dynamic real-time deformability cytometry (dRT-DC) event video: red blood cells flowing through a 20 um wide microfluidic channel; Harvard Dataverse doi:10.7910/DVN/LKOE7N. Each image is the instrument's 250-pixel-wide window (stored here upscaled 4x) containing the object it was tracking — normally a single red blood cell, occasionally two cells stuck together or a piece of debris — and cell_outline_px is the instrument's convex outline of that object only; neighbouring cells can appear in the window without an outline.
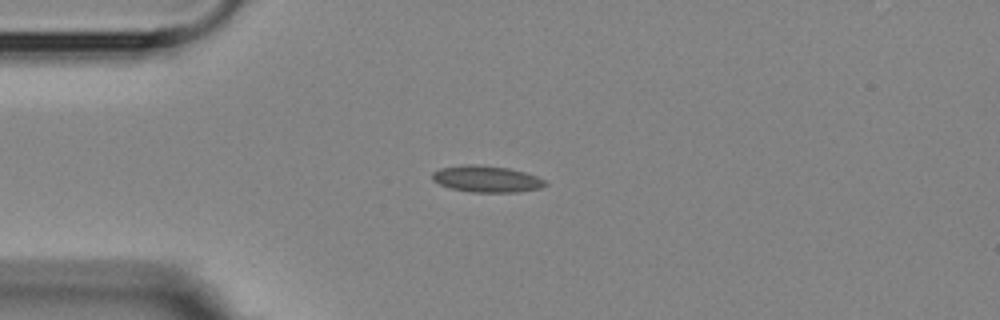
{"species": "Egyptian fruit bat (a non-hibernating species)", "species_latin": "Rousettus aegyptiacus", "temperature_condition": "room temperature", "stored_images_in_passage": 8, "camera_frame_rate_fps": 3000, "um_per_image_px": 0.085, "animal": {"sex": "female"}, "frame": {"image": 1, "passage_image": 3, "time_ms": 2.333, "image_size_px": [1000, 320], "cell_outline_px": [[548, 184], [540, 188], [520, 192], [472, 192], [452, 188], [440, 184], [432, 180], [432, 172], [440, 168], [464, 164], [476, 164], [508, 168], [524, 172], [536, 176], [544, 180]], "centroid_in_image_um": [41.35, 15.21], "position_along_channel_um": 43.6, "area_um2": 17.4}}
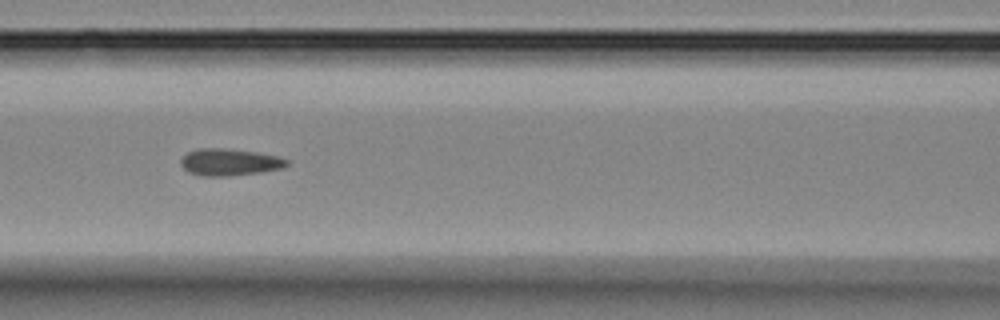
{"frame": {"image": 2, "passage_image": 6, "time_ms": 5.667, "image_size_px": [1000, 320], "cell_outline_px": [[288, 164], [284, 168], [260, 172], [228, 176], [204, 176], [188, 172], [180, 164], [180, 160], [188, 152], [200, 148], [220, 148], [256, 152], [276, 156], [288, 160]], "centroid_in_image_um": [19.5, 13.79], "position_along_channel_um": 147.1, "area_um2": 16.47}}
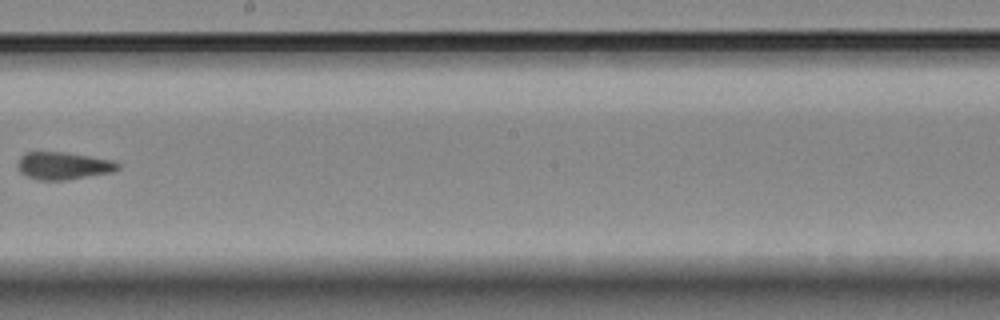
{"frame": {"image": 3, "passage_image": 8, "time_ms": 8.333, "image_size_px": [1000, 320], "cell_outline_px": [[120, 168], [112, 172], [64, 180], [36, 180], [20, 172], [16, 164], [20, 156], [24, 152], [64, 152], [116, 160], [120, 164]], "centroid_in_image_um": [5.38, 14.08], "position_along_channel_um": 242.8, "area_um2": 16.18}}